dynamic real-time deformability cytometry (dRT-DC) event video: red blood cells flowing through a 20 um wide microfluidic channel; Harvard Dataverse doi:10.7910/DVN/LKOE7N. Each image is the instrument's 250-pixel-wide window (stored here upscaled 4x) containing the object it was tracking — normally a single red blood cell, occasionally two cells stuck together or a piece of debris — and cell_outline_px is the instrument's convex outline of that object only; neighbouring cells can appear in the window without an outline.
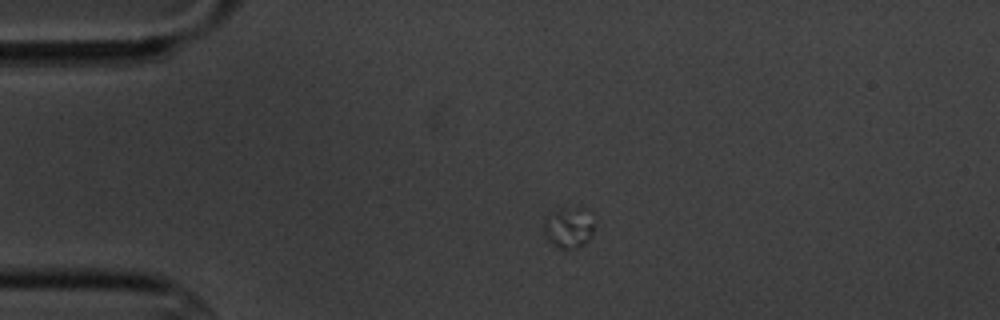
{"species": "common noctule bat (a hibernating species)", "species_latin": "Nyctalus noctula", "temperature_condition": "cold", "stored_images_in_passage": 3, "camera_frame_rate_fps": 3000, "um_per_image_px": 0.085, "animal": {"sex": "male", "body_mass_g": 20.1, "forearm_length_mm": 53.5}, "frame": {"image": 1, "passage_image": 2, "time_ms": 2.0, "image_size_px": [1000, 320], "cell_outline_px": [[592, 232], [588, 240], [584, 244], [572, 248], [560, 248], [548, 240], [544, 232], [544, 228], [556, 212], [560, 208], [580, 204], [592, 208]], "centroid_in_image_um": [48.46, 19.26], "position_along_channel_um": 36.5, "area_um2": 11.85}}